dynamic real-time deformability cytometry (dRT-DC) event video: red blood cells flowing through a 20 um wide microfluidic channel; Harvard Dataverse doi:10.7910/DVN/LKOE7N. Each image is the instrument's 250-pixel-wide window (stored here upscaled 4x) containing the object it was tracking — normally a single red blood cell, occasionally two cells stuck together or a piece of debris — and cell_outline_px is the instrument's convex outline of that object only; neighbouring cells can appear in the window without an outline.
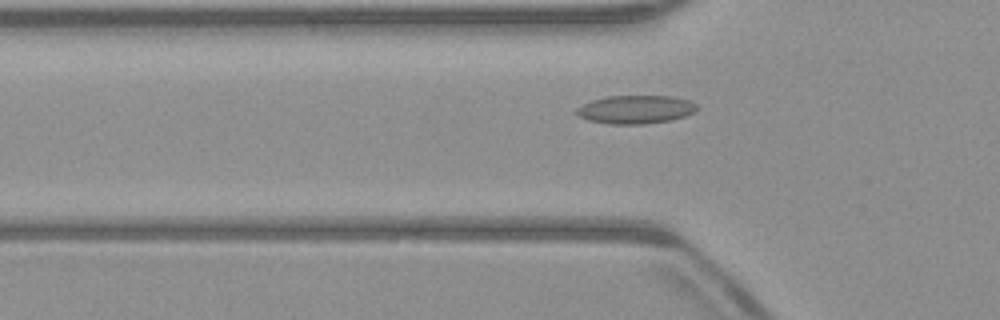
{"species": "common noctule bat (a hibernating species)", "species_latin": "Nyctalus noctula", "temperature_condition": "warm", "stored_images_in_passage": 47, "camera_frame_rate_fps": 3000, "um_per_image_px": 0.085, "animal": {"sex": "male", "body_mass_g": 23.1, "forearm_length_mm": 52.7}, "frame": {"image": 1, "passage_image": 12, "time_ms": 3.667, "image_size_px": [1000, 320], "cell_outline_px": [[700, 108], [696, 112], [672, 120], [644, 124], [608, 124], [588, 120], [572, 112], [576, 108], [592, 100], [608, 96], [672, 96], [688, 100], [696, 104]], "centroid_in_image_um": [54.04, 9.31], "position_along_channel_um": 71.8, "area_um2": 20.06}}
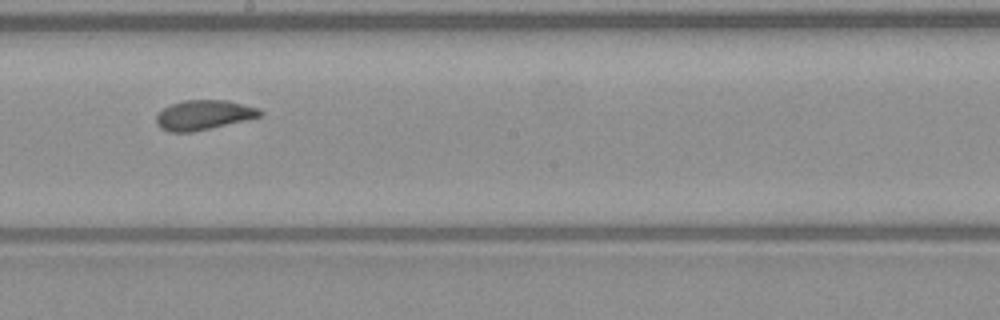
{"frame": {"image": 2, "passage_image": 24, "time_ms": 7.667, "image_size_px": [1000, 320], "cell_outline_px": [[264, 116], [248, 120], [192, 132], [168, 132], [160, 128], [156, 124], [156, 112], [172, 104], [184, 100], [224, 100], [260, 108], [264, 112]], "centroid_in_image_um": [17.33, 9.78], "position_along_channel_um": 230.9, "area_um2": 18.21}}
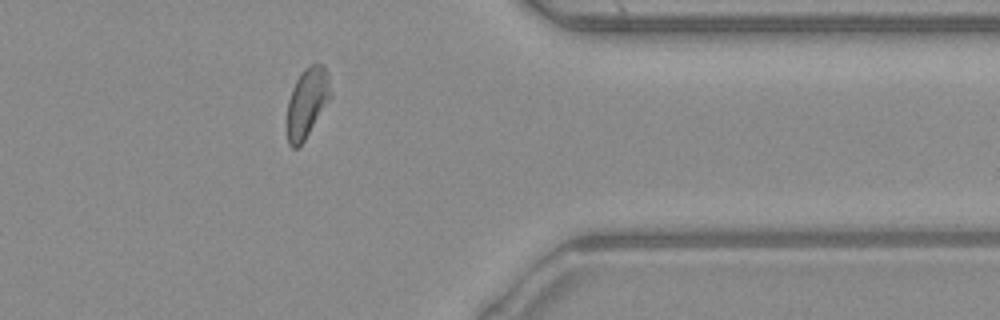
{"frame": {"image": 3, "passage_image": 37, "time_ms": 12.0, "image_size_px": [1000, 320], "cell_outline_px": [[332, 96], [304, 140], [296, 148], [292, 148], [288, 144], [288, 100], [292, 88], [300, 72], [304, 68], [312, 64], [324, 64], [328, 76]], "centroid_in_image_um": [26.11, 8.68], "position_along_channel_um": 385.3, "area_um2": 17.46}, "authors_computed_cell_mechanics": {"area_um2": 18.207, "velocity_mm_per_s": 3.9451, "shape_relaxation_time_tau1_ms": null, "shape_relaxation_time_tau2_ms": 1.9181, "deformation_change_tau1": null, "deformation_change_tau2": 0.0819}}